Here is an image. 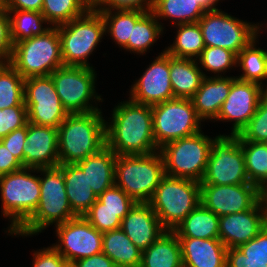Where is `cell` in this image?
I'll return each mask as SVG.
<instances>
[{
	"instance_id": "39",
	"label": "cell",
	"mask_w": 267,
	"mask_h": 267,
	"mask_svg": "<svg viewBox=\"0 0 267 267\" xmlns=\"http://www.w3.org/2000/svg\"><path fill=\"white\" fill-rule=\"evenodd\" d=\"M24 104V78L10 65L0 63V109Z\"/></svg>"
},
{
	"instance_id": "26",
	"label": "cell",
	"mask_w": 267,
	"mask_h": 267,
	"mask_svg": "<svg viewBox=\"0 0 267 267\" xmlns=\"http://www.w3.org/2000/svg\"><path fill=\"white\" fill-rule=\"evenodd\" d=\"M63 177L71 209L76 216H83L98 197L89 185L86 174L77 164H63Z\"/></svg>"
},
{
	"instance_id": "4",
	"label": "cell",
	"mask_w": 267,
	"mask_h": 267,
	"mask_svg": "<svg viewBox=\"0 0 267 267\" xmlns=\"http://www.w3.org/2000/svg\"><path fill=\"white\" fill-rule=\"evenodd\" d=\"M115 185L136 203H148L165 176L160 151L147 155H117Z\"/></svg>"
},
{
	"instance_id": "12",
	"label": "cell",
	"mask_w": 267,
	"mask_h": 267,
	"mask_svg": "<svg viewBox=\"0 0 267 267\" xmlns=\"http://www.w3.org/2000/svg\"><path fill=\"white\" fill-rule=\"evenodd\" d=\"M250 183L238 135H218L211 143L205 175L200 184L238 185Z\"/></svg>"
},
{
	"instance_id": "33",
	"label": "cell",
	"mask_w": 267,
	"mask_h": 267,
	"mask_svg": "<svg viewBox=\"0 0 267 267\" xmlns=\"http://www.w3.org/2000/svg\"><path fill=\"white\" fill-rule=\"evenodd\" d=\"M161 24L152 11L146 12L135 25H132L131 36L123 49L134 54H146L147 50L158 40L157 38L163 34L165 27Z\"/></svg>"
},
{
	"instance_id": "37",
	"label": "cell",
	"mask_w": 267,
	"mask_h": 267,
	"mask_svg": "<svg viewBox=\"0 0 267 267\" xmlns=\"http://www.w3.org/2000/svg\"><path fill=\"white\" fill-rule=\"evenodd\" d=\"M8 13L13 45L33 36L42 35L50 29L48 26L44 28L43 23L48 24V22L41 12L8 10Z\"/></svg>"
},
{
	"instance_id": "20",
	"label": "cell",
	"mask_w": 267,
	"mask_h": 267,
	"mask_svg": "<svg viewBox=\"0 0 267 267\" xmlns=\"http://www.w3.org/2000/svg\"><path fill=\"white\" fill-rule=\"evenodd\" d=\"M23 152L24 168L39 169L58 166L57 128L28 122Z\"/></svg>"
},
{
	"instance_id": "13",
	"label": "cell",
	"mask_w": 267,
	"mask_h": 267,
	"mask_svg": "<svg viewBox=\"0 0 267 267\" xmlns=\"http://www.w3.org/2000/svg\"><path fill=\"white\" fill-rule=\"evenodd\" d=\"M207 47H220L236 55L256 36L263 24L249 23L221 11H207L198 21Z\"/></svg>"
},
{
	"instance_id": "3",
	"label": "cell",
	"mask_w": 267,
	"mask_h": 267,
	"mask_svg": "<svg viewBox=\"0 0 267 267\" xmlns=\"http://www.w3.org/2000/svg\"><path fill=\"white\" fill-rule=\"evenodd\" d=\"M40 199L34 213L11 235H37L50 225H59L77 216L71 209L63 177V165L39 168Z\"/></svg>"
},
{
	"instance_id": "11",
	"label": "cell",
	"mask_w": 267,
	"mask_h": 267,
	"mask_svg": "<svg viewBox=\"0 0 267 267\" xmlns=\"http://www.w3.org/2000/svg\"><path fill=\"white\" fill-rule=\"evenodd\" d=\"M153 134L156 146L200 132L202 120L198 117L192 99L174 98L152 106Z\"/></svg>"
},
{
	"instance_id": "28",
	"label": "cell",
	"mask_w": 267,
	"mask_h": 267,
	"mask_svg": "<svg viewBox=\"0 0 267 267\" xmlns=\"http://www.w3.org/2000/svg\"><path fill=\"white\" fill-rule=\"evenodd\" d=\"M102 252L116 267H140L142 251L121 228L103 233Z\"/></svg>"
},
{
	"instance_id": "25",
	"label": "cell",
	"mask_w": 267,
	"mask_h": 267,
	"mask_svg": "<svg viewBox=\"0 0 267 267\" xmlns=\"http://www.w3.org/2000/svg\"><path fill=\"white\" fill-rule=\"evenodd\" d=\"M170 81L174 98L191 99L206 77L196 59L177 58L169 55Z\"/></svg>"
},
{
	"instance_id": "2",
	"label": "cell",
	"mask_w": 267,
	"mask_h": 267,
	"mask_svg": "<svg viewBox=\"0 0 267 267\" xmlns=\"http://www.w3.org/2000/svg\"><path fill=\"white\" fill-rule=\"evenodd\" d=\"M101 110L68 114L57 128L59 165L76 164L106 145Z\"/></svg>"
},
{
	"instance_id": "21",
	"label": "cell",
	"mask_w": 267,
	"mask_h": 267,
	"mask_svg": "<svg viewBox=\"0 0 267 267\" xmlns=\"http://www.w3.org/2000/svg\"><path fill=\"white\" fill-rule=\"evenodd\" d=\"M120 228L142 252L167 231L148 203H135L122 219Z\"/></svg>"
},
{
	"instance_id": "34",
	"label": "cell",
	"mask_w": 267,
	"mask_h": 267,
	"mask_svg": "<svg viewBox=\"0 0 267 267\" xmlns=\"http://www.w3.org/2000/svg\"><path fill=\"white\" fill-rule=\"evenodd\" d=\"M177 35L172 45L165 48L173 57L196 59L205 48L199 23L175 25Z\"/></svg>"
},
{
	"instance_id": "17",
	"label": "cell",
	"mask_w": 267,
	"mask_h": 267,
	"mask_svg": "<svg viewBox=\"0 0 267 267\" xmlns=\"http://www.w3.org/2000/svg\"><path fill=\"white\" fill-rule=\"evenodd\" d=\"M264 95V87L261 85L234 76L229 94L215 121H233L231 134L238 135L255 114Z\"/></svg>"
},
{
	"instance_id": "40",
	"label": "cell",
	"mask_w": 267,
	"mask_h": 267,
	"mask_svg": "<svg viewBox=\"0 0 267 267\" xmlns=\"http://www.w3.org/2000/svg\"><path fill=\"white\" fill-rule=\"evenodd\" d=\"M197 62L206 72L218 74L219 77L222 72L224 74L227 70L237 67V55L228 49L205 46Z\"/></svg>"
},
{
	"instance_id": "23",
	"label": "cell",
	"mask_w": 267,
	"mask_h": 267,
	"mask_svg": "<svg viewBox=\"0 0 267 267\" xmlns=\"http://www.w3.org/2000/svg\"><path fill=\"white\" fill-rule=\"evenodd\" d=\"M233 77L214 75L202 79L199 89L191 98L198 117L202 120H215L226 100Z\"/></svg>"
},
{
	"instance_id": "56",
	"label": "cell",
	"mask_w": 267,
	"mask_h": 267,
	"mask_svg": "<svg viewBox=\"0 0 267 267\" xmlns=\"http://www.w3.org/2000/svg\"><path fill=\"white\" fill-rule=\"evenodd\" d=\"M89 3H90V5L92 6L97 0H87Z\"/></svg>"
},
{
	"instance_id": "10",
	"label": "cell",
	"mask_w": 267,
	"mask_h": 267,
	"mask_svg": "<svg viewBox=\"0 0 267 267\" xmlns=\"http://www.w3.org/2000/svg\"><path fill=\"white\" fill-rule=\"evenodd\" d=\"M50 76L62 106L68 114L100 110L91 104L93 100L103 101L95 90L97 74L93 67L62 66Z\"/></svg>"
},
{
	"instance_id": "14",
	"label": "cell",
	"mask_w": 267,
	"mask_h": 267,
	"mask_svg": "<svg viewBox=\"0 0 267 267\" xmlns=\"http://www.w3.org/2000/svg\"><path fill=\"white\" fill-rule=\"evenodd\" d=\"M24 104L28 122L36 125L58 128L68 115L50 75L24 79Z\"/></svg>"
},
{
	"instance_id": "52",
	"label": "cell",
	"mask_w": 267,
	"mask_h": 267,
	"mask_svg": "<svg viewBox=\"0 0 267 267\" xmlns=\"http://www.w3.org/2000/svg\"><path fill=\"white\" fill-rule=\"evenodd\" d=\"M197 2L206 12L218 10L216 7V4L218 3L217 0H197Z\"/></svg>"
},
{
	"instance_id": "24",
	"label": "cell",
	"mask_w": 267,
	"mask_h": 267,
	"mask_svg": "<svg viewBox=\"0 0 267 267\" xmlns=\"http://www.w3.org/2000/svg\"><path fill=\"white\" fill-rule=\"evenodd\" d=\"M117 155L105 145L97 153L76 164L86 174L89 185L98 197L115 185V162Z\"/></svg>"
},
{
	"instance_id": "31",
	"label": "cell",
	"mask_w": 267,
	"mask_h": 267,
	"mask_svg": "<svg viewBox=\"0 0 267 267\" xmlns=\"http://www.w3.org/2000/svg\"><path fill=\"white\" fill-rule=\"evenodd\" d=\"M152 12L158 21L170 19L173 26L198 23L206 13L197 0H155Z\"/></svg>"
},
{
	"instance_id": "7",
	"label": "cell",
	"mask_w": 267,
	"mask_h": 267,
	"mask_svg": "<svg viewBox=\"0 0 267 267\" xmlns=\"http://www.w3.org/2000/svg\"><path fill=\"white\" fill-rule=\"evenodd\" d=\"M35 168L0 176L2 215L9 217L11 224L6 232H15L36 210L40 199V176L32 173Z\"/></svg>"
},
{
	"instance_id": "54",
	"label": "cell",
	"mask_w": 267,
	"mask_h": 267,
	"mask_svg": "<svg viewBox=\"0 0 267 267\" xmlns=\"http://www.w3.org/2000/svg\"><path fill=\"white\" fill-rule=\"evenodd\" d=\"M6 9H7L6 0H0V11Z\"/></svg>"
},
{
	"instance_id": "41",
	"label": "cell",
	"mask_w": 267,
	"mask_h": 267,
	"mask_svg": "<svg viewBox=\"0 0 267 267\" xmlns=\"http://www.w3.org/2000/svg\"><path fill=\"white\" fill-rule=\"evenodd\" d=\"M129 211L101 208V201L97 199L83 217L99 232L104 233L120 229L121 221Z\"/></svg>"
},
{
	"instance_id": "51",
	"label": "cell",
	"mask_w": 267,
	"mask_h": 267,
	"mask_svg": "<svg viewBox=\"0 0 267 267\" xmlns=\"http://www.w3.org/2000/svg\"><path fill=\"white\" fill-rule=\"evenodd\" d=\"M7 10L41 12L43 0H6Z\"/></svg>"
},
{
	"instance_id": "48",
	"label": "cell",
	"mask_w": 267,
	"mask_h": 267,
	"mask_svg": "<svg viewBox=\"0 0 267 267\" xmlns=\"http://www.w3.org/2000/svg\"><path fill=\"white\" fill-rule=\"evenodd\" d=\"M27 125L12 131L0 141L5 147L23 164L24 166V152L23 147L26 144Z\"/></svg>"
},
{
	"instance_id": "57",
	"label": "cell",
	"mask_w": 267,
	"mask_h": 267,
	"mask_svg": "<svg viewBox=\"0 0 267 267\" xmlns=\"http://www.w3.org/2000/svg\"><path fill=\"white\" fill-rule=\"evenodd\" d=\"M267 83V82H266ZM264 93H265V96H267V86L264 87Z\"/></svg>"
},
{
	"instance_id": "43",
	"label": "cell",
	"mask_w": 267,
	"mask_h": 267,
	"mask_svg": "<svg viewBox=\"0 0 267 267\" xmlns=\"http://www.w3.org/2000/svg\"><path fill=\"white\" fill-rule=\"evenodd\" d=\"M28 114L26 106H12L0 109V139L14 130L26 126Z\"/></svg>"
},
{
	"instance_id": "38",
	"label": "cell",
	"mask_w": 267,
	"mask_h": 267,
	"mask_svg": "<svg viewBox=\"0 0 267 267\" xmlns=\"http://www.w3.org/2000/svg\"><path fill=\"white\" fill-rule=\"evenodd\" d=\"M92 6L87 0H43L41 13L51 27L82 16Z\"/></svg>"
},
{
	"instance_id": "36",
	"label": "cell",
	"mask_w": 267,
	"mask_h": 267,
	"mask_svg": "<svg viewBox=\"0 0 267 267\" xmlns=\"http://www.w3.org/2000/svg\"><path fill=\"white\" fill-rule=\"evenodd\" d=\"M248 180L260 191L267 189V143L240 141Z\"/></svg>"
},
{
	"instance_id": "58",
	"label": "cell",
	"mask_w": 267,
	"mask_h": 267,
	"mask_svg": "<svg viewBox=\"0 0 267 267\" xmlns=\"http://www.w3.org/2000/svg\"><path fill=\"white\" fill-rule=\"evenodd\" d=\"M265 51V56H266V66H267V50H264Z\"/></svg>"
},
{
	"instance_id": "44",
	"label": "cell",
	"mask_w": 267,
	"mask_h": 267,
	"mask_svg": "<svg viewBox=\"0 0 267 267\" xmlns=\"http://www.w3.org/2000/svg\"><path fill=\"white\" fill-rule=\"evenodd\" d=\"M98 199L101 201V208L111 210H130L136 203L116 185L105 190Z\"/></svg>"
},
{
	"instance_id": "55",
	"label": "cell",
	"mask_w": 267,
	"mask_h": 267,
	"mask_svg": "<svg viewBox=\"0 0 267 267\" xmlns=\"http://www.w3.org/2000/svg\"><path fill=\"white\" fill-rule=\"evenodd\" d=\"M64 267H75L73 263H66Z\"/></svg>"
},
{
	"instance_id": "35",
	"label": "cell",
	"mask_w": 267,
	"mask_h": 267,
	"mask_svg": "<svg viewBox=\"0 0 267 267\" xmlns=\"http://www.w3.org/2000/svg\"><path fill=\"white\" fill-rule=\"evenodd\" d=\"M103 16L105 23V33H110V37L115 44L123 48L132 33V25L146 13L142 10H98ZM113 12V13H112Z\"/></svg>"
},
{
	"instance_id": "8",
	"label": "cell",
	"mask_w": 267,
	"mask_h": 267,
	"mask_svg": "<svg viewBox=\"0 0 267 267\" xmlns=\"http://www.w3.org/2000/svg\"><path fill=\"white\" fill-rule=\"evenodd\" d=\"M64 66L92 67L88 58L105 33L100 11L89 8L82 16L57 26Z\"/></svg>"
},
{
	"instance_id": "6",
	"label": "cell",
	"mask_w": 267,
	"mask_h": 267,
	"mask_svg": "<svg viewBox=\"0 0 267 267\" xmlns=\"http://www.w3.org/2000/svg\"><path fill=\"white\" fill-rule=\"evenodd\" d=\"M9 63L24 79L49 76L64 66L57 27L14 44Z\"/></svg>"
},
{
	"instance_id": "9",
	"label": "cell",
	"mask_w": 267,
	"mask_h": 267,
	"mask_svg": "<svg viewBox=\"0 0 267 267\" xmlns=\"http://www.w3.org/2000/svg\"><path fill=\"white\" fill-rule=\"evenodd\" d=\"M213 139L200 131L164 144L159 151L164 160L165 175L201 182Z\"/></svg>"
},
{
	"instance_id": "15",
	"label": "cell",
	"mask_w": 267,
	"mask_h": 267,
	"mask_svg": "<svg viewBox=\"0 0 267 267\" xmlns=\"http://www.w3.org/2000/svg\"><path fill=\"white\" fill-rule=\"evenodd\" d=\"M55 227L58 243L52 246L67 263L102 252L103 233L94 228L83 216H77Z\"/></svg>"
},
{
	"instance_id": "1",
	"label": "cell",
	"mask_w": 267,
	"mask_h": 267,
	"mask_svg": "<svg viewBox=\"0 0 267 267\" xmlns=\"http://www.w3.org/2000/svg\"><path fill=\"white\" fill-rule=\"evenodd\" d=\"M105 122L106 145L116 155H147L159 150L153 134L152 106L120 102Z\"/></svg>"
},
{
	"instance_id": "47",
	"label": "cell",
	"mask_w": 267,
	"mask_h": 267,
	"mask_svg": "<svg viewBox=\"0 0 267 267\" xmlns=\"http://www.w3.org/2000/svg\"><path fill=\"white\" fill-rule=\"evenodd\" d=\"M33 267H64L66 259L53 247L39 249L33 253Z\"/></svg>"
},
{
	"instance_id": "27",
	"label": "cell",
	"mask_w": 267,
	"mask_h": 267,
	"mask_svg": "<svg viewBox=\"0 0 267 267\" xmlns=\"http://www.w3.org/2000/svg\"><path fill=\"white\" fill-rule=\"evenodd\" d=\"M140 267H183L181 245L177 235L165 231L142 252Z\"/></svg>"
},
{
	"instance_id": "45",
	"label": "cell",
	"mask_w": 267,
	"mask_h": 267,
	"mask_svg": "<svg viewBox=\"0 0 267 267\" xmlns=\"http://www.w3.org/2000/svg\"><path fill=\"white\" fill-rule=\"evenodd\" d=\"M155 0H97L92 7L95 10H142L152 11Z\"/></svg>"
},
{
	"instance_id": "50",
	"label": "cell",
	"mask_w": 267,
	"mask_h": 267,
	"mask_svg": "<svg viewBox=\"0 0 267 267\" xmlns=\"http://www.w3.org/2000/svg\"><path fill=\"white\" fill-rule=\"evenodd\" d=\"M75 267H116L103 252L73 262Z\"/></svg>"
},
{
	"instance_id": "29",
	"label": "cell",
	"mask_w": 267,
	"mask_h": 267,
	"mask_svg": "<svg viewBox=\"0 0 267 267\" xmlns=\"http://www.w3.org/2000/svg\"><path fill=\"white\" fill-rule=\"evenodd\" d=\"M173 232L177 237L216 239L219 238V217L200 203Z\"/></svg>"
},
{
	"instance_id": "32",
	"label": "cell",
	"mask_w": 267,
	"mask_h": 267,
	"mask_svg": "<svg viewBox=\"0 0 267 267\" xmlns=\"http://www.w3.org/2000/svg\"><path fill=\"white\" fill-rule=\"evenodd\" d=\"M260 30L261 28L257 31L255 38L238 53L237 67L242 69L243 74L235 77L264 87L263 81H267L266 56L264 49L256 47Z\"/></svg>"
},
{
	"instance_id": "5",
	"label": "cell",
	"mask_w": 267,
	"mask_h": 267,
	"mask_svg": "<svg viewBox=\"0 0 267 267\" xmlns=\"http://www.w3.org/2000/svg\"><path fill=\"white\" fill-rule=\"evenodd\" d=\"M200 182L165 175L148 204L166 230L173 231L199 204Z\"/></svg>"
},
{
	"instance_id": "46",
	"label": "cell",
	"mask_w": 267,
	"mask_h": 267,
	"mask_svg": "<svg viewBox=\"0 0 267 267\" xmlns=\"http://www.w3.org/2000/svg\"><path fill=\"white\" fill-rule=\"evenodd\" d=\"M10 17L8 10L0 11V63H9L12 58Z\"/></svg>"
},
{
	"instance_id": "16",
	"label": "cell",
	"mask_w": 267,
	"mask_h": 267,
	"mask_svg": "<svg viewBox=\"0 0 267 267\" xmlns=\"http://www.w3.org/2000/svg\"><path fill=\"white\" fill-rule=\"evenodd\" d=\"M261 199L262 192L251 183L200 184L201 204L218 217L252 209Z\"/></svg>"
},
{
	"instance_id": "18",
	"label": "cell",
	"mask_w": 267,
	"mask_h": 267,
	"mask_svg": "<svg viewBox=\"0 0 267 267\" xmlns=\"http://www.w3.org/2000/svg\"><path fill=\"white\" fill-rule=\"evenodd\" d=\"M134 82L129 99L153 106L174 99L170 81L169 54L163 50Z\"/></svg>"
},
{
	"instance_id": "30",
	"label": "cell",
	"mask_w": 267,
	"mask_h": 267,
	"mask_svg": "<svg viewBox=\"0 0 267 267\" xmlns=\"http://www.w3.org/2000/svg\"><path fill=\"white\" fill-rule=\"evenodd\" d=\"M226 267H267V225L255 238L227 249Z\"/></svg>"
},
{
	"instance_id": "19",
	"label": "cell",
	"mask_w": 267,
	"mask_h": 267,
	"mask_svg": "<svg viewBox=\"0 0 267 267\" xmlns=\"http://www.w3.org/2000/svg\"><path fill=\"white\" fill-rule=\"evenodd\" d=\"M267 225L261 199L252 209L219 217V239L226 248H238L255 238Z\"/></svg>"
},
{
	"instance_id": "53",
	"label": "cell",
	"mask_w": 267,
	"mask_h": 267,
	"mask_svg": "<svg viewBox=\"0 0 267 267\" xmlns=\"http://www.w3.org/2000/svg\"><path fill=\"white\" fill-rule=\"evenodd\" d=\"M262 200L266 210V222H267V193H262Z\"/></svg>"
},
{
	"instance_id": "42",
	"label": "cell",
	"mask_w": 267,
	"mask_h": 267,
	"mask_svg": "<svg viewBox=\"0 0 267 267\" xmlns=\"http://www.w3.org/2000/svg\"><path fill=\"white\" fill-rule=\"evenodd\" d=\"M240 141L267 143V96H263L248 124L238 134Z\"/></svg>"
},
{
	"instance_id": "49",
	"label": "cell",
	"mask_w": 267,
	"mask_h": 267,
	"mask_svg": "<svg viewBox=\"0 0 267 267\" xmlns=\"http://www.w3.org/2000/svg\"><path fill=\"white\" fill-rule=\"evenodd\" d=\"M24 168L23 164L0 141V176Z\"/></svg>"
},
{
	"instance_id": "22",
	"label": "cell",
	"mask_w": 267,
	"mask_h": 267,
	"mask_svg": "<svg viewBox=\"0 0 267 267\" xmlns=\"http://www.w3.org/2000/svg\"><path fill=\"white\" fill-rule=\"evenodd\" d=\"M183 267H226L227 248L219 238L178 237Z\"/></svg>"
}]
</instances>
